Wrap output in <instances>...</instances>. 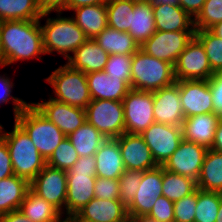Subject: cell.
Here are the masks:
<instances>
[{
	"mask_svg": "<svg viewBox=\"0 0 222 222\" xmlns=\"http://www.w3.org/2000/svg\"><path fill=\"white\" fill-rule=\"evenodd\" d=\"M3 67L29 59L42 60L43 34L39 20L1 21Z\"/></svg>",
	"mask_w": 222,
	"mask_h": 222,
	"instance_id": "6da1fadb",
	"label": "cell"
},
{
	"mask_svg": "<svg viewBox=\"0 0 222 222\" xmlns=\"http://www.w3.org/2000/svg\"><path fill=\"white\" fill-rule=\"evenodd\" d=\"M0 137L6 142L14 174L26 179L29 183L46 165L25 130L14 120L13 130L5 131L0 126Z\"/></svg>",
	"mask_w": 222,
	"mask_h": 222,
	"instance_id": "7a4b0ae2",
	"label": "cell"
},
{
	"mask_svg": "<svg viewBox=\"0 0 222 222\" xmlns=\"http://www.w3.org/2000/svg\"><path fill=\"white\" fill-rule=\"evenodd\" d=\"M50 14H42L39 19L45 55L56 52L68 60L70 53L73 54L88 38L72 17L61 16L63 13L58 12L55 17L50 18ZM44 18L45 25H41V19Z\"/></svg>",
	"mask_w": 222,
	"mask_h": 222,
	"instance_id": "3957f363",
	"label": "cell"
},
{
	"mask_svg": "<svg viewBox=\"0 0 222 222\" xmlns=\"http://www.w3.org/2000/svg\"><path fill=\"white\" fill-rule=\"evenodd\" d=\"M131 89L154 92L176 82L174 66L146 54L140 48L132 55Z\"/></svg>",
	"mask_w": 222,
	"mask_h": 222,
	"instance_id": "277c9868",
	"label": "cell"
},
{
	"mask_svg": "<svg viewBox=\"0 0 222 222\" xmlns=\"http://www.w3.org/2000/svg\"><path fill=\"white\" fill-rule=\"evenodd\" d=\"M53 88L50 98L73 107L85 109L92 101L86 74L73 69L67 63L56 68L46 79Z\"/></svg>",
	"mask_w": 222,
	"mask_h": 222,
	"instance_id": "5b68a950",
	"label": "cell"
},
{
	"mask_svg": "<svg viewBox=\"0 0 222 222\" xmlns=\"http://www.w3.org/2000/svg\"><path fill=\"white\" fill-rule=\"evenodd\" d=\"M14 120L25 130L46 161L66 137L30 102Z\"/></svg>",
	"mask_w": 222,
	"mask_h": 222,
	"instance_id": "8992f818",
	"label": "cell"
},
{
	"mask_svg": "<svg viewBox=\"0 0 222 222\" xmlns=\"http://www.w3.org/2000/svg\"><path fill=\"white\" fill-rule=\"evenodd\" d=\"M86 121L106 138H117L125 133L122 101L92 100L85 108Z\"/></svg>",
	"mask_w": 222,
	"mask_h": 222,
	"instance_id": "52a82bcc",
	"label": "cell"
},
{
	"mask_svg": "<svg viewBox=\"0 0 222 222\" xmlns=\"http://www.w3.org/2000/svg\"><path fill=\"white\" fill-rule=\"evenodd\" d=\"M125 133L141 134L155 122L153 92L131 89L122 100Z\"/></svg>",
	"mask_w": 222,
	"mask_h": 222,
	"instance_id": "ba28073f",
	"label": "cell"
},
{
	"mask_svg": "<svg viewBox=\"0 0 222 222\" xmlns=\"http://www.w3.org/2000/svg\"><path fill=\"white\" fill-rule=\"evenodd\" d=\"M29 189L39 197L47 200L62 216L65 215L67 171L46 164L29 183Z\"/></svg>",
	"mask_w": 222,
	"mask_h": 222,
	"instance_id": "9c48e42d",
	"label": "cell"
},
{
	"mask_svg": "<svg viewBox=\"0 0 222 222\" xmlns=\"http://www.w3.org/2000/svg\"><path fill=\"white\" fill-rule=\"evenodd\" d=\"M195 36V31H158L146 40L140 47L146 54L173 66Z\"/></svg>",
	"mask_w": 222,
	"mask_h": 222,
	"instance_id": "30bf717a",
	"label": "cell"
},
{
	"mask_svg": "<svg viewBox=\"0 0 222 222\" xmlns=\"http://www.w3.org/2000/svg\"><path fill=\"white\" fill-rule=\"evenodd\" d=\"M158 166H162L183 140L180 126L154 122L140 134Z\"/></svg>",
	"mask_w": 222,
	"mask_h": 222,
	"instance_id": "8fae6325",
	"label": "cell"
},
{
	"mask_svg": "<svg viewBox=\"0 0 222 222\" xmlns=\"http://www.w3.org/2000/svg\"><path fill=\"white\" fill-rule=\"evenodd\" d=\"M213 74L205 49L194 36L175 63V80H208Z\"/></svg>",
	"mask_w": 222,
	"mask_h": 222,
	"instance_id": "7c38bea8",
	"label": "cell"
},
{
	"mask_svg": "<svg viewBox=\"0 0 222 222\" xmlns=\"http://www.w3.org/2000/svg\"><path fill=\"white\" fill-rule=\"evenodd\" d=\"M207 150L204 146L183 139L162 167L197 181Z\"/></svg>",
	"mask_w": 222,
	"mask_h": 222,
	"instance_id": "4fadbf2b",
	"label": "cell"
},
{
	"mask_svg": "<svg viewBox=\"0 0 222 222\" xmlns=\"http://www.w3.org/2000/svg\"><path fill=\"white\" fill-rule=\"evenodd\" d=\"M163 167L142 172V179L132 202L127 206L129 219L148 215L162 194Z\"/></svg>",
	"mask_w": 222,
	"mask_h": 222,
	"instance_id": "5bb4252c",
	"label": "cell"
},
{
	"mask_svg": "<svg viewBox=\"0 0 222 222\" xmlns=\"http://www.w3.org/2000/svg\"><path fill=\"white\" fill-rule=\"evenodd\" d=\"M179 94L185 118L214 113L212 92L208 80H180Z\"/></svg>",
	"mask_w": 222,
	"mask_h": 222,
	"instance_id": "9a60e30c",
	"label": "cell"
},
{
	"mask_svg": "<svg viewBox=\"0 0 222 222\" xmlns=\"http://www.w3.org/2000/svg\"><path fill=\"white\" fill-rule=\"evenodd\" d=\"M40 101L31 103L66 136L86 121L85 109L58 102L50 97L47 101L44 99Z\"/></svg>",
	"mask_w": 222,
	"mask_h": 222,
	"instance_id": "2e32d148",
	"label": "cell"
},
{
	"mask_svg": "<svg viewBox=\"0 0 222 222\" xmlns=\"http://www.w3.org/2000/svg\"><path fill=\"white\" fill-rule=\"evenodd\" d=\"M155 122L182 126L185 116L182 111L179 81L153 92Z\"/></svg>",
	"mask_w": 222,
	"mask_h": 222,
	"instance_id": "e0dca14e",
	"label": "cell"
},
{
	"mask_svg": "<svg viewBox=\"0 0 222 222\" xmlns=\"http://www.w3.org/2000/svg\"><path fill=\"white\" fill-rule=\"evenodd\" d=\"M117 140L126 169L143 172L158 166L141 135L123 133Z\"/></svg>",
	"mask_w": 222,
	"mask_h": 222,
	"instance_id": "ac0fdd59",
	"label": "cell"
},
{
	"mask_svg": "<svg viewBox=\"0 0 222 222\" xmlns=\"http://www.w3.org/2000/svg\"><path fill=\"white\" fill-rule=\"evenodd\" d=\"M96 173H67L65 216L75 215L95 197Z\"/></svg>",
	"mask_w": 222,
	"mask_h": 222,
	"instance_id": "d6986e66",
	"label": "cell"
},
{
	"mask_svg": "<svg viewBox=\"0 0 222 222\" xmlns=\"http://www.w3.org/2000/svg\"><path fill=\"white\" fill-rule=\"evenodd\" d=\"M78 218L91 222H126L127 207L120 199L92 198L76 214Z\"/></svg>",
	"mask_w": 222,
	"mask_h": 222,
	"instance_id": "ffe728a7",
	"label": "cell"
},
{
	"mask_svg": "<svg viewBox=\"0 0 222 222\" xmlns=\"http://www.w3.org/2000/svg\"><path fill=\"white\" fill-rule=\"evenodd\" d=\"M221 117L216 113L189 116L182 123L183 139L211 149L216 127Z\"/></svg>",
	"mask_w": 222,
	"mask_h": 222,
	"instance_id": "44dd1931",
	"label": "cell"
},
{
	"mask_svg": "<svg viewBox=\"0 0 222 222\" xmlns=\"http://www.w3.org/2000/svg\"><path fill=\"white\" fill-rule=\"evenodd\" d=\"M86 78L92 100L122 101L131 90V85L127 81L109 77L104 70L87 73Z\"/></svg>",
	"mask_w": 222,
	"mask_h": 222,
	"instance_id": "7402d4cb",
	"label": "cell"
},
{
	"mask_svg": "<svg viewBox=\"0 0 222 222\" xmlns=\"http://www.w3.org/2000/svg\"><path fill=\"white\" fill-rule=\"evenodd\" d=\"M96 177L119 179L125 171L117 138H106L95 153Z\"/></svg>",
	"mask_w": 222,
	"mask_h": 222,
	"instance_id": "603a6c76",
	"label": "cell"
},
{
	"mask_svg": "<svg viewBox=\"0 0 222 222\" xmlns=\"http://www.w3.org/2000/svg\"><path fill=\"white\" fill-rule=\"evenodd\" d=\"M108 58L109 54L94 39H88L70 55L66 63L87 74L103 71Z\"/></svg>",
	"mask_w": 222,
	"mask_h": 222,
	"instance_id": "cb8c5ba5",
	"label": "cell"
},
{
	"mask_svg": "<svg viewBox=\"0 0 222 222\" xmlns=\"http://www.w3.org/2000/svg\"><path fill=\"white\" fill-rule=\"evenodd\" d=\"M155 27L158 31H195L194 20L174 4H152Z\"/></svg>",
	"mask_w": 222,
	"mask_h": 222,
	"instance_id": "d4e9b609",
	"label": "cell"
},
{
	"mask_svg": "<svg viewBox=\"0 0 222 222\" xmlns=\"http://www.w3.org/2000/svg\"><path fill=\"white\" fill-rule=\"evenodd\" d=\"M70 11H74L71 17L88 39H95L108 26L106 3L80 6Z\"/></svg>",
	"mask_w": 222,
	"mask_h": 222,
	"instance_id": "484cf974",
	"label": "cell"
},
{
	"mask_svg": "<svg viewBox=\"0 0 222 222\" xmlns=\"http://www.w3.org/2000/svg\"><path fill=\"white\" fill-rule=\"evenodd\" d=\"M155 32L152 3L148 0H134V9L130 12L129 35L141 47Z\"/></svg>",
	"mask_w": 222,
	"mask_h": 222,
	"instance_id": "4316f807",
	"label": "cell"
},
{
	"mask_svg": "<svg viewBox=\"0 0 222 222\" xmlns=\"http://www.w3.org/2000/svg\"><path fill=\"white\" fill-rule=\"evenodd\" d=\"M29 182L15 174L0 180V216L20 208Z\"/></svg>",
	"mask_w": 222,
	"mask_h": 222,
	"instance_id": "83f0119b",
	"label": "cell"
},
{
	"mask_svg": "<svg viewBox=\"0 0 222 222\" xmlns=\"http://www.w3.org/2000/svg\"><path fill=\"white\" fill-rule=\"evenodd\" d=\"M200 190L222 193V153L208 149L197 180Z\"/></svg>",
	"mask_w": 222,
	"mask_h": 222,
	"instance_id": "f1b7e54d",
	"label": "cell"
},
{
	"mask_svg": "<svg viewBox=\"0 0 222 222\" xmlns=\"http://www.w3.org/2000/svg\"><path fill=\"white\" fill-rule=\"evenodd\" d=\"M94 40L109 55H133L140 48L128 32L118 31L109 26Z\"/></svg>",
	"mask_w": 222,
	"mask_h": 222,
	"instance_id": "f546056e",
	"label": "cell"
},
{
	"mask_svg": "<svg viewBox=\"0 0 222 222\" xmlns=\"http://www.w3.org/2000/svg\"><path fill=\"white\" fill-rule=\"evenodd\" d=\"M67 138L76 149L79 157L95 155L106 140V137L87 121L70 133Z\"/></svg>",
	"mask_w": 222,
	"mask_h": 222,
	"instance_id": "4dcf8cb0",
	"label": "cell"
},
{
	"mask_svg": "<svg viewBox=\"0 0 222 222\" xmlns=\"http://www.w3.org/2000/svg\"><path fill=\"white\" fill-rule=\"evenodd\" d=\"M19 209L32 222H55L62 216L47 200L39 197L30 189Z\"/></svg>",
	"mask_w": 222,
	"mask_h": 222,
	"instance_id": "1f68e13d",
	"label": "cell"
},
{
	"mask_svg": "<svg viewBox=\"0 0 222 222\" xmlns=\"http://www.w3.org/2000/svg\"><path fill=\"white\" fill-rule=\"evenodd\" d=\"M41 17L37 0H0V21L39 20Z\"/></svg>",
	"mask_w": 222,
	"mask_h": 222,
	"instance_id": "d6a6232c",
	"label": "cell"
},
{
	"mask_svg": "<svg viewBox=\"0 0 222 222\" xmlns=\"http://www.w3.org/2000/svg\"><path fill=\"white\" fill-rule=\"evenodd\" d=\"M197 189V181L180 174L169 172L163 168L162 194L172 202H176L190 195Z\"/></svg>",
	"mask_w": 222,
	"mask_h": 222,
	"instance_id": "836d02e7",
	"label": "cell"
},
{
	"mask_svg": "<svg viewBox=\"0 0 222 222\" xmlns=\"http://www.w3.org/2000/svg\"><path fill=\"white\" fill-rule=\"evenodd\" d=\"M106 6L108 26L118 31L128 32L134 0H107Z\"/></svg>",
	"mask_w": 222,
	"mask_h": 222,
	"instance_id": "e575fe53",
	"label": "cell"
},
{
	"mask_svg": "<svg viewBox=\"0 0 222 222\" xmlns=\"http://www.w3.org/2000/svg\"><path fill=\"white\" fill-rule=\"evenodd\" d=\"M220 192L197 189V205L194 222H215L220 206Z\"/></svg>",
	"mask_w": 222,
	"mask_h": 222,
	"instance_id": "d590c367",
	"label": "cell"
},
{
	"mask_svg": "<svg viewBox=\"0 0 222 222\" xmlns=\"http://www.w3.org/2000/svg\"><path fill=\"white\" fill-rule=\"evenodd\" d=\"M195 37L204 47L212 71L219 72L222 69V39L209 30H195Z\"/></svg>",
	"mask_w": 222,
	"mask_h": 222,
	"instance_id": "8d00e7d4",
	"label": "cell"
},
{
	"mask_svg": "<svg viewBox=\"0 0 222 222\" xmlns=\"http://www.w3.org/2000/svg\"><path fill=\"white\" fill-rule=\"evenodd\" d=\"M78 159L79 156L76 149L66 136L56 147L53 154L46 161V164L60 170L68 171Z\"/></svg>",
	"mask_w": 222,
	"mask_h": 222,
	"instance_id": "74e56055",
	"label": "cell"
},
{
	"mask_svg": "<svg viewBox=\"0 0 222 222\" xmlns=\"http://www.w3.org/2000/svg\"><path fill=\"white\" fill-rule=\"evenodd\" d=\"M222 22V0H206L201 12L194 19L195 30H208Z\"/></svg>",
	"mask_w": 222,
	"mask_h": 222,
	"instance_id": "f35d334b",
	"label": "cell"
},
{
	"mask_svg": "<svg viewBox=\"0 0 222 222\" xmlns=\"http://www.w3.org/2000/svg\"><path fill=\"white\" fill-rule=\"evenodd\" d=\"M132 55L110 54L104 71L109 77L120 78L131 85Z\"/></svg>",
	"mask_w": 222,
	"mask_h": 222,
	"instance_id": "ab89813d",
	"label": "cell"
},
{
	"mask_svg": "<svg viewBox=\"0 0 222 222\" xmlns=\"http://www.w3.org/2000/svg\"><path fill=\"white\" fill-rule=\"evenodd\" d=\"M142 179V172L125 169L119 178L120 200L127 207L136 195Z\"/></svg>",
	"mask_w": 222,
	"mask_h": 222,
	"instance_id": "60d3db41",
	"label": "cell"
},
{
	"mask_svg": "<svg viewBox=\"0 0 222 222\" xmlns=\"http://www.w3.org/2000/svg\"><path fill=\"white\" fill-rule=\"evenodd\" d=\"M15 83L11 80V78L4 73L0 75V105L2 106L5 103H10L12 100L13 103V114L14 119L22 112V110L29 104L25 100L19 97L13 96L12 90L14 88ZM2 88V89H1Z\"/></svg>",
	"mask_w": 222,
	"mask_h": 222,
	"instance_id": "b9f144b4",
	"label": "cell"
},
{
	"mask_svg": "<svg viewBox=\"0 0 222 222\" xmlns=\"http://www.w3.org/2000/svg\"><path fill=\"white\" fill-rule=\"evenodd\" d=\"M197 190L174 202V222H194Z\"/></svg>",
	"mask_w": 222,
	"mask_h": 222,
	"instance_id": "7bdbcfd3",
	"label": "cell"
},
{
	"mask_svg": "<svg viewBox=\"0 0 222 222\" xmlns=\"http://www.w3.org/2000/svg\"><path fill=\"white\" fill-rule=\"evenodd\" d=\"M94 194L102 200L120 199L119 179L96 177Z\"/></svg>",
	"mask_w": 222,
	"mask_h": 222,
	"instance_id": "ee69618b",
	"label": "cell"
},
{
	"mask_svg": "<svg viewBox=\"0 0 222 222\" xmlns=\"http://www.w3.org/2000/svg\"><path fill=\"white\" fill-rule=\"evenodd\" d=\"M148 216L159 222H174V202L165 196L158 197Z\"/></svg>",
	"mask_w": 222,
	"mask_h": 222,
	"instance_id": "f6af8a7d",
	"label": "cell"
},
{
	"mask_svg": "<svg viewBox=\"0 0 222 222\" xmlns=\"http://www.w3.org/2000/svg\"><path fill=\"white\" fill-rule=\"evenodd\" d=\"M214 113L222 118V76L215 72L209 79Z\"/></svg>",
	"mask_w": 222,
	"mask_h": 222,
	"instance_id": "bcb514c9",
	"label": "cell"
},
{
	"mask_svg": "<svg viewBox=\"0 0 222 222\" xmlns=\"http://www.w3.org/2000/svg\"><path fill=\"white\" fill-rule=\"evenodd\" d=\"M14 175L6 142L0 137V180Z\"/></svg>",
	"mask_w": 222,
	"mask_h": 222,
	"instance_id": "7dc6e473",
	"label": "cell"
},
{
	"mask_svg": "<svg viewBox=\"0 0 222 222\" xmlns=\"http://www.w3.org/2000/svg\"><path fill=\"white\" fill-rule=\"evenodd\" d=\"M96 159L93 156H82L67 171V173H96Z\"/></svg>",
	"mask_w": 222,
	"mask_h": 222,
	"instance_id": "c3c4849f",
	"label": "cell"
},
{
	"mask_svg": "<svg viewBox=\"0 0 222 222\" xmlns=\"http://www.w3.org/2000/svg\"><path fill=\"white\" fill-rule=\"evenodd\" d=\"M37 4L42 14L68 11V0H37Z\"/></svg>",
	"mask_w": 222,
	"mask_h": 222,
	"instance_id": "681fc988",
	"label": "cell"
},
{
	"mask_svg": "<svg viewBox=\"0 0 222 222\" xmlns=\"http://www.w3.org/2000/svg\"><path fill=\"white\" fill-rule=\"evenodd\" d=\"M206 0H178L179 6L194 20L201 12Z\"/></svg>",
	"mask_w": 222,
	"mask_h": 222,
	"instance_id": "f907efd6",
	"label": "cell"
},
{
	"mask_svg": "<svg viewBox=\"0 0 222 222\" xmlns=\"http://www.w3.org/2000/svg\"><path fill=\"white\" fill-rule=\"evenodd\" d=\"M0 222H32L25 216L20 209L13 210L7 214L0 216Z\"/></svg>",
	"mask_w": 222,
	"mask_h": 222,
	"instance_id": "816d5d0a",
	"label": "cell"
},
{
	"mask_svg": "<svg viewBox=\"0 0 222 222\" xmlns=\"http://www.w3.org/2000/svg\"><path fill=\"white\" fill-rule=\"evenodd\" d=\"M212 150L222 153V118L218 122L216 127L213 145L211 147Z\"/></svg>",
	"mask_w": 222,
	"mask_h": 222,
	"instance_id": "f5cc1de1",
	"label": "cell"
},
{
	"mask_svg": "<svg viewBox=\"0 0 222 222\" xmlns=\"http://www.w3.org/2000/svg\"><path fill=\"white\" fill-rule=\"evenodd\" d=\"M106 2L107 0H68V11L80 6L95 5Z\"/></svg>",
	"mask_w": 222,
	"mask_h": 222,
	"instance_id": "db71d44e",
	"label": "cell"
},
{
	"mask_svg": "<svg viewBox=\"0 0 222 222\" xmlns=\"http://www.w3.org/2000/svg\"><path fill=\"white\" fill-rule=\"evenodd\" d=\"M211 33L222 39V22H219L208 29Z\"/></svg>",
	"mask_w": 222,
	"mask_h": 222,
	"instance_id": "11a10c76",
	"label": "cell"
},
{
	"mask_svg": "<svg viewBox=\"0 0 222 222\" xmlns=\"http://www.w3.org/2000/svg\"><path fill=\"white\" fill-rule=\"evenodd\" d=\"M134 222H159L156 219L149 217L148 215H142L137 218H131Z\"/></svg>",
	"mask_w": 222,
	"mask_h": 222,
	"instance_id": "9f6ffc18",
	"label": "cell"
},
{
	"mask_svg": "<svg viewBox=\"0 0 222 222\" xmlns=\"http://www.w3.org/2000/svg\"><path fill=\"white\" fill-rule=\"evenodd\" d=\"M152 4H174V5H179L178 0H148Z\"/></svg>",
	"mask_w": 222,
	"mask_h": 222,
	"instance_id": "6f0895ef",
	"label": "cell"
},
{
	"mask_svg": "<svg viewBox=\"0 0 222 222\" xmlns=\"http://www.w3.org/2000/svg\"><path fill=\"white\" fill-rule=\"evenodd\" d=\"M216 221L215 222H222V193H221V198H220V206L218 210V214L216 216Z\"/></svg>",
	"mask_w": 222,
	"mask_h": 222,
	"instance_id": "680465c9",
	"label": "cell"
},
{
	"mask_svg": "<svg viewBox=\"0 0 222 222\" xmlns=\"http://www.w3.org/2000/svg\"><path fill=\"white\" fill-rule=\"evenodd\" d=\"M0 67H3V49L1 44V21H0Z\"/></svg>",
	"mask_w": 222,
	"mask_h": 222,
	"instance_id": "91938a15",
	"label": "cell"
},
{
	"mask_svg": "<svg viewBox=\"0 0 222 222\" xmlns=\"http://www.w3.org/2000/svg\"><path fill=\"white\" fill-rule=\"evenodd\" d=\"M61 216L57 221L55 222H75L70 216H65V218Z\"/></svg>",
	"mask_w": 222,
	"mask_h": 222,
	"instance_id": "94428289",
	"label": "cell"
},
{
	"mask_svg": "<svg viewBox=\"0 0 222 222\" xmlns=\"http://www.w3.org/2000/svg\"><path fill=\"white\" fill-rule=\"evenodd\" d=\"M75 222H91V221H88V220H83V219H80L78 218L76 215H72L70 216Z\"/></svg>",
	"mask_w": 222,
	"mask_h": 222,
	"instance_id": "6125c7cd",
	"label": "cell"
},
{
	"mask_svg": "<svg viewBox=\"0 0 222 222\" xmlns=\"http://www.w3.org/2000/svg\"><path fill=\"white\" fill-rule=\"evenodd\" d=\"M126 222H134L132 219H128Z\"/></svg>",
	"mask_w": 222,
	"mask_h": 222,
	"instance_id": "be15d7a7",
	"label": "cell"
},
{
	"mask_svg": "<svg viewBox=\"0 0 222 222\" xmlns=\"http://www.w3.org/2000/svg\"><path fill=\"white\" fill-rule=\"evenodd\" d=\"M218 73L222 76V69Z\"/></svg>",
	"mask_w": 222,
	"mask_h": 222,
	"instance_id": "e7e4bbea",
	"label": "cell"
}]
</instances>
